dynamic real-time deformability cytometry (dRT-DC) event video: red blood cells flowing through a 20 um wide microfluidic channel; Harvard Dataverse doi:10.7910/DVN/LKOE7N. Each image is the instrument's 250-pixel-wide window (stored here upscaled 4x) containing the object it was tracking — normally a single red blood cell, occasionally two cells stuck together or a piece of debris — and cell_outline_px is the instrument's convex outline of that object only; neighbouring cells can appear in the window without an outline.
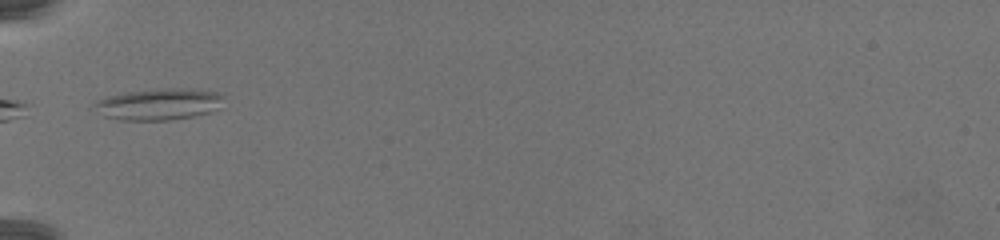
{"species": "common noctule bat (a hibernating species)", "species_latin": "Nyctalus noctula", "temperature_condition": "warm", "stored_images_in_passage": 49, "camera_frame_rate_fps": 3000, "um_per_image_px": 0.085, "animal": {"sex": "female", "body_mass_g": 19.5, "forearm_length_mm": 54.1}, "frame": {"image": 1, "passage_image": 1, "time_ms": 0.0, "image_size_px": [1000, 240], "cell_outline_px": [[224, 96], [220, 108], [208, 112], [192, 116], [172, 120], [120, 120], [104, 116], [92, 104], [96, 100], [108, 96], [124, 92], [164, 88], [184, 88], [216, 92]], "centroid_in_image_um": [13.49, 8.85], "position_along_channel_um": 71.5, "area_um2": 23.7}}
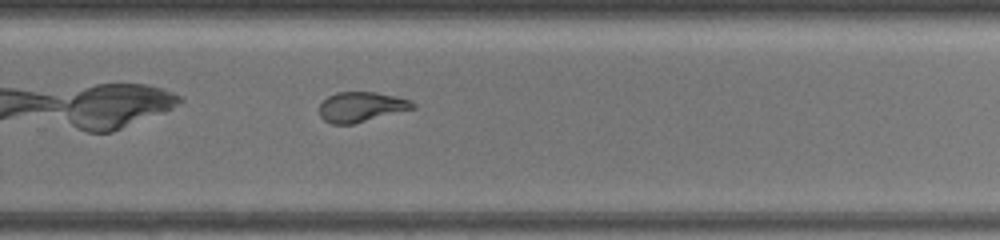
{"frame": {"image": 2, "passage_image": 26, "time_ms": 8.333, "image_size_px": [1000, 240], "cell_outline_px": [[416, 108], [352, 124], [332, 124], [324, 120], [320, 116], [320, 104], [328, 96], [336, 92], [376, 92], [412, 100], [416, 104]], "centroid_in_image_um": [30.72, 9.08], "position_along_channel_um": 299.1, "area_um2": 16.3}}
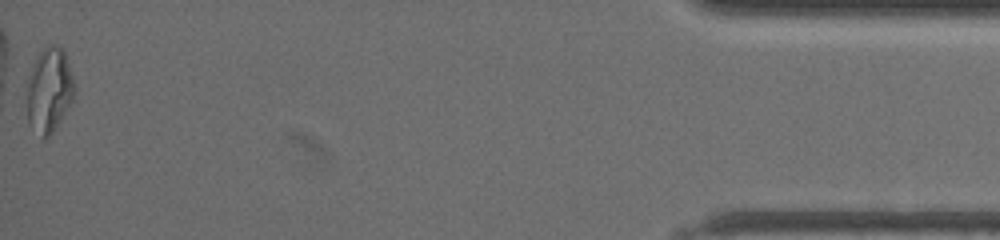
{"frame": {"image": 3, "passage_image": 49, "time_ms": 16.0, "image_size_px": [1000, 240], "cell_outline_px": [[72, 100], [52, 132], [44, 140], [28, 124], [28, 76], [36, 56], [48, 44], [56, 44], [64, 52], [72, 76]], "centroid_in_image_um": [4.14, 7.65], "position_along_channel_um": 431.1, "area_um2": 22.72}}